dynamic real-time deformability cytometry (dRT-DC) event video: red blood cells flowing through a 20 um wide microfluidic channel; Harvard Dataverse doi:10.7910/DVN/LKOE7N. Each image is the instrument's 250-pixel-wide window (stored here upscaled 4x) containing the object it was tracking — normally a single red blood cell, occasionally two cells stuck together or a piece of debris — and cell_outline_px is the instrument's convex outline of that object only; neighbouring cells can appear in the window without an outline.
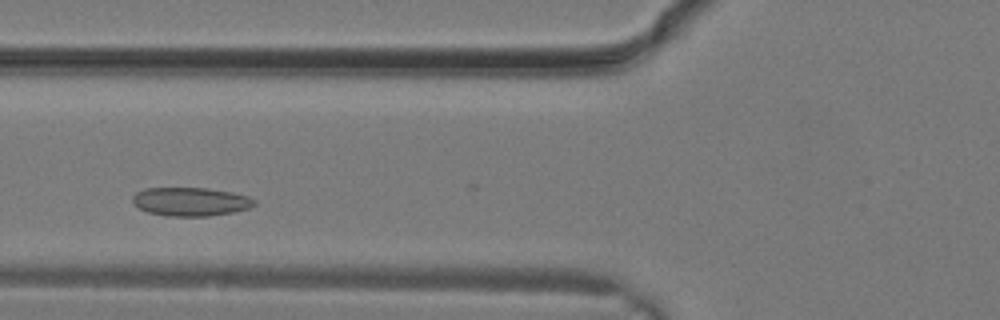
{"species": "common noctule bat (a hibernating species)", "species_latin": "Nyctalus noctula", "temperature_condition": "warm", "stored_images_in_passage": 10, "camera_frame_rate_fps": 3000, "um_per_image_px": 0.085, "animal": {"sex": "male", "body_mass_g": 19.2, "forearm_length_mm": 51.8}, "frame": {"image": 1, "passage_image": 5, "time_ms": 1.333, "image_size_px": [1000, 320], "cell_outline_px": [[256, 204], [248, 208], [232, 212], [208, 216], [168, 216], [148, 212], [132, 204], [132, 196], [136, 192], [144, 188], [208, 188], [232, 192], [248, 196], [256, 200]], "centroid_in_image_um": [16.18, 17.13], "position_along_channel_um": 109.6, "area_um2": 20.35}}
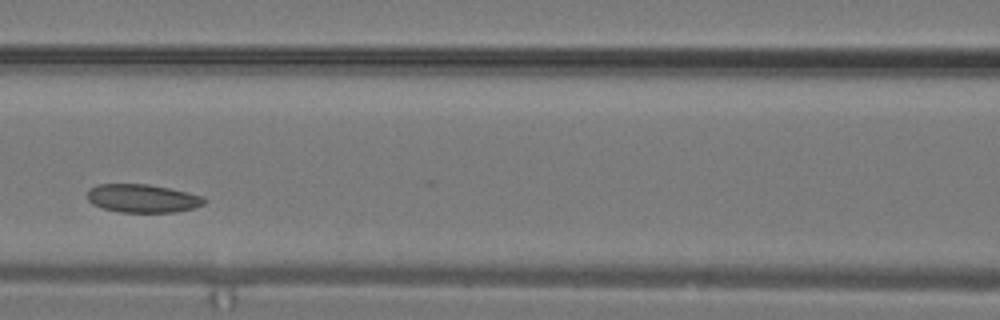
{"frame": {"image": 2, "passage_image": 7, "time_ms": 2.0, "image_size_px": [1000, 320], "cell_outline_px": [[208, 200], [204, 204], [192, 208], [176, 212], [120, 212], [104, 208], [92, 204], [88, 200], [88, 188], [96, 184], [148, 184], [188, 192], [204, 196]], "centroid_in_image_um": [12.12, 16.85], "position_along_channel_um": 154.5, "area_um2": 19.36}}
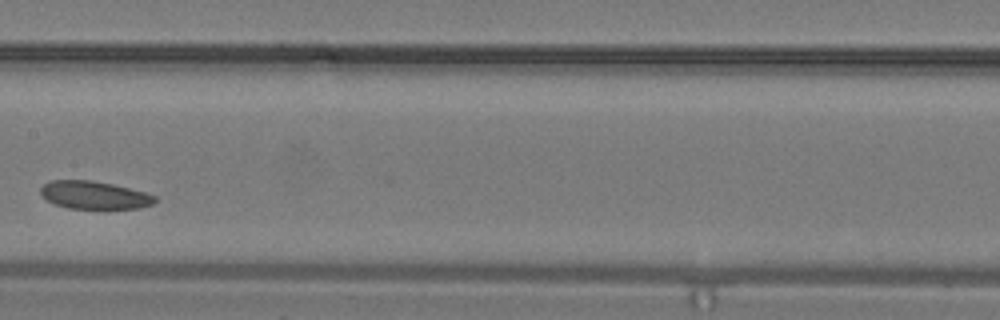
{"frame": {"image": 3, "passage_image": 9, "time_ms": 2.667, "image_size_px": [1000, 320], "cell_outline_px": [[156, 200], [152, 204], [140, 208], [68, 208], [56, 204], [40, 196], [40, 188], [44, 184], [52, 180], [92, 180], [112, 184], [144, 192], [156, 196]], "centroid_in_image_um": [7.98, 16.57], "position_along_channel_um": 199.4, "area_um2": 18.38}}